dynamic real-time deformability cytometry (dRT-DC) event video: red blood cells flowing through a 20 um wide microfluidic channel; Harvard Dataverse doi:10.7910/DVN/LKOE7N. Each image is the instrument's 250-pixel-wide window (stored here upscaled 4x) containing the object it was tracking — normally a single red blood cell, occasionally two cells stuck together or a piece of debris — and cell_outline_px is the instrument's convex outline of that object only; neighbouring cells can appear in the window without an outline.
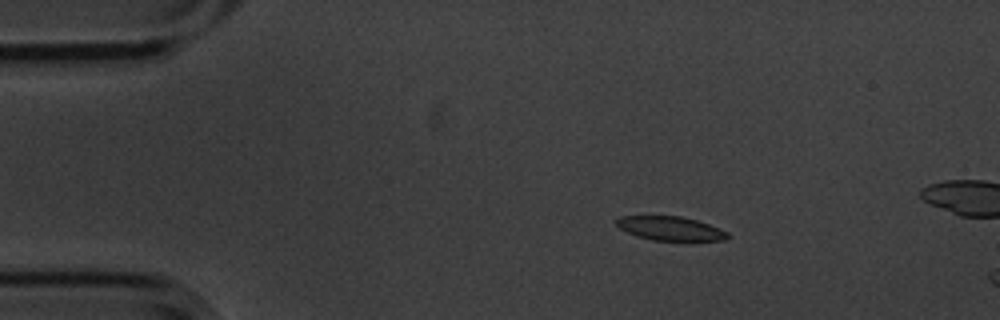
{"species": "common noctule bat (a hibernating species)", "species_latin": "Nyctalus noctula", "temperature_condition": "cold", "stored_images_in_passage": 6, "camera_frame_rate_fps": 3000, "um_per_image_px": 0.085, "animal": {"sex": "male", "body_mass_g": 20.1, "forearm_length_mm": 53.5}, "frame": {"image": 1, "passage_image": 3, "time_ms": 0.667, "image_size_px": [1000, 320], "cell_outline_px": [[728, 236], [724, 240], [652, 240], [636, 236], [620, 228], [616, 224], [616, 216], [680, 216], [696, 220], [708, 224], [728, 232]], "centroid_in_image_um": [56.93, 19.41], "position_along_channel_um": 28.1, "area_um2": 15.32}}